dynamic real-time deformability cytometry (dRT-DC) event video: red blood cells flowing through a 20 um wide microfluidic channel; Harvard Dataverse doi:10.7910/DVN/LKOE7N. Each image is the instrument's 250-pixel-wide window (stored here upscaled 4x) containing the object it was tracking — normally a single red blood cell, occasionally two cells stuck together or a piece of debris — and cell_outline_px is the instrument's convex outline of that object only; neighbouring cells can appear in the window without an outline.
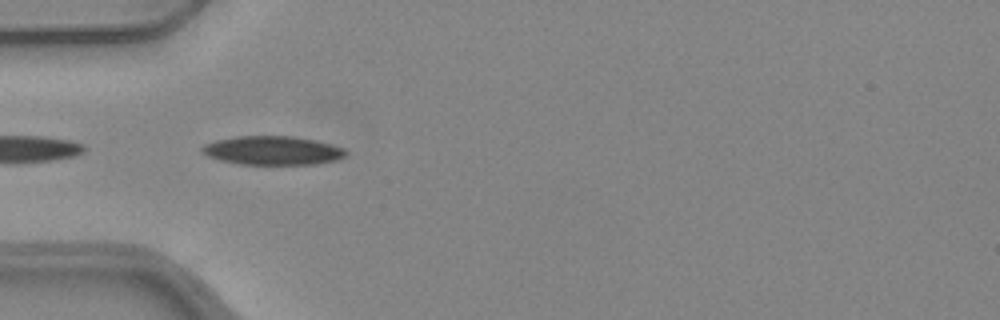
{"species": "common noctule bat (a hibernating species)", "species_latin": "Nyctalus noctula", "temperature_condition": "warm", "stored_images_in_passage": 8, "camera_frame_rate_fps": 3000, "um_per_image_px": 0.085, "animal": {"sex": "female", "body_mass_g": 24.6, "forearm_length_mm": 56.2}, "frame": {"image": 1, "passage_image": 5, "time_ms": 1.333, "image_size_px": [1000, 320], "cell_outline_px": [[348, 152], [344, 156], [336, 160], [316, 164], [240, 164], [220, 160], [208, 156], [200, 152], [200, 148], [204, 144], [216, 140], [236, 136], [292, 136], [316, 140], [332, 144], [344, 148]], "centroid_in_image_um": [23.16, 12.78], "position_along_channel_um": 61.8, "area_um2": 24.22}}